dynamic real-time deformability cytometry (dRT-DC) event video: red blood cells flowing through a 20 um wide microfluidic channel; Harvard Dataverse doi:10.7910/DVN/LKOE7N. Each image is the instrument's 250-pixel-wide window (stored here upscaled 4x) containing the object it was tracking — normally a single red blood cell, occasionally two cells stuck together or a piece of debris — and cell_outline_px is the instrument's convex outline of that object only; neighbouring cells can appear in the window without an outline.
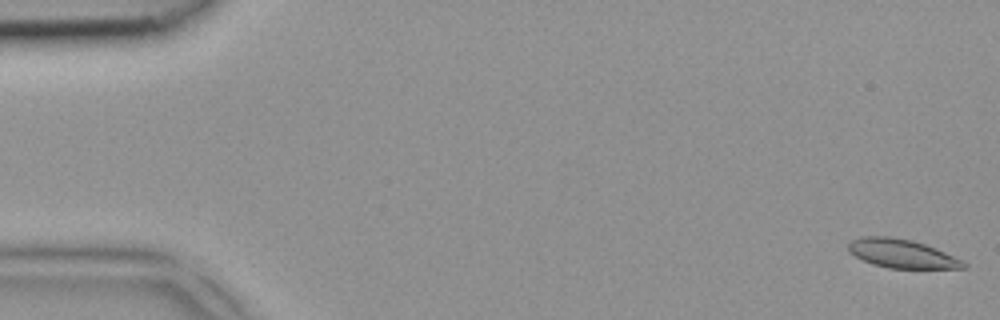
{"species": "common noctule bat (a hibernating species)", "species_latin": "Nyctalus noctula", "temperature_condition": "room temperature", "stored_images_in_passage": 6, "camera_frame_rate_fps": 3000, "um_per_image_px": 0.085, "animal": {"sex": "female", "body_mass_g": 18.4}, "frame": {"image": 1, "passage_image": 1, "time_ms": 0.0, "image_size_px": [1000, 320], "cell_outline_px": [[968, 268], [888, 268], [872, 264], [848, 252], [848, 244], [852, 240], [860, 236], [888, 236], [912, 240], [924, 244], [964, 260], [968, 264]], "centroid_in_image_um": [76.65, 21.55], "position_along_channel_um": 8.3, "area_um2": 19.25}}
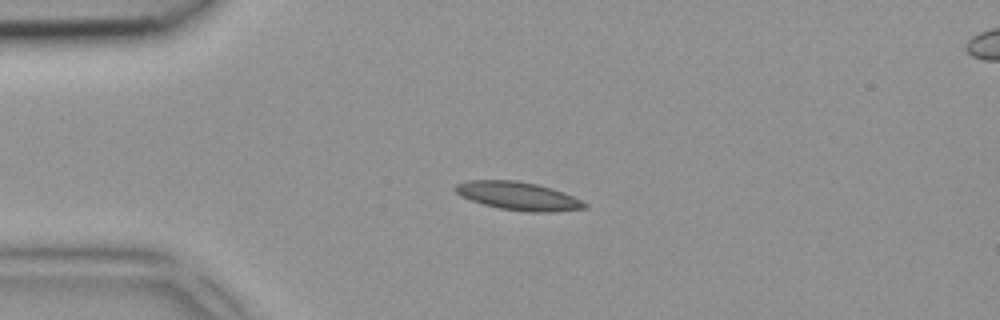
{"frame": {"image": 2, "passage_image": 4, "time_ms": 1.0, "image_size_px": [1000, 320], "cell_outline_px": [[588, 208], [552, 212], [528, 212], [500, 208], [484, 204], [460, 196], [456, 192], [456, 184], [468, 180], [516, 180], [536, 184], [552, 188], [564, 192], [588, 204]], "centroid_in_image_um": [44.08, 16.66], "position_along_channel_um": 40.9, "area_um2": 21.15}}